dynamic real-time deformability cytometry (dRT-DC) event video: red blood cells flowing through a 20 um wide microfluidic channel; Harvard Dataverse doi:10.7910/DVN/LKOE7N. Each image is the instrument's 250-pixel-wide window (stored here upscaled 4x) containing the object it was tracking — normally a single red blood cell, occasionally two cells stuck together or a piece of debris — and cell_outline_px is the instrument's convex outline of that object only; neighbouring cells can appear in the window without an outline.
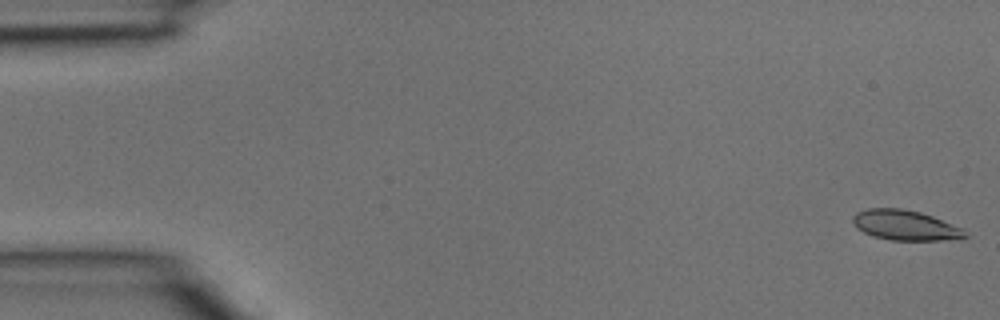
{"species": "common noctule bat (a hibernating species)", "species_latin": "Nyctalus noctula", "temperature_condition": "room temperature", "stored_images_in_passage": 12, "camera_frame_rate_fps": 3000, "um_per_image_px": 0.085, "animal": {"sex": "male", "body_mass_g": 15.6}, "frame": {"image": 1, "passage_image": 1, "time_ms": 0.0, "image_size_px": [1000, 320], "cell_outline_px": [[968, 236], [940, 240], [892, 240], [872, 236], [856, 228], [852, 224], [852, 216], [856, 212], [868, 208], [900, 208], [920, 212], [932, 216], [964, 228]], "centroid_in_image_um": [76.9, 19.13], "position_along_channel_um": 8.1, "area_um2": 19.71}}
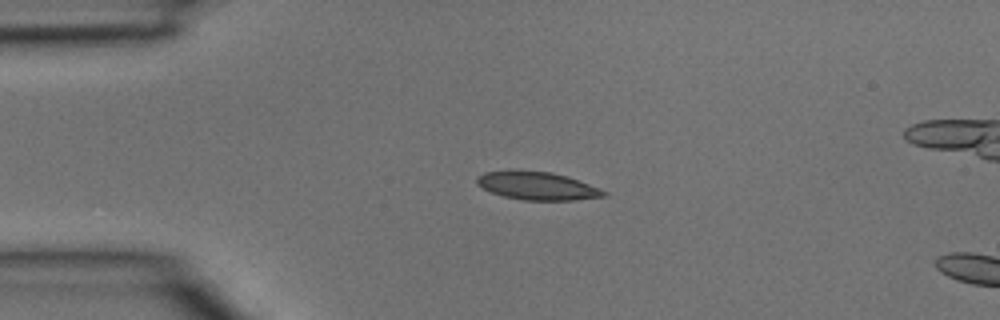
{"frame": {"image": 2, "passage_image": 9, "time_ms": 2.667, "image_size_px": [1000, 320], "cell_outline_px": [[608, 192], [604, 196], [576, 200], [524, 200], [504, 196], [492, 192], [476, 184], [476, 176], [484, 172], [552, 172], [568, 176], [600, 188]], "centroid_in_image_um": [45.71, 15.82], "position_along_channel_um": 39.3, "area_um2": 20.23}}